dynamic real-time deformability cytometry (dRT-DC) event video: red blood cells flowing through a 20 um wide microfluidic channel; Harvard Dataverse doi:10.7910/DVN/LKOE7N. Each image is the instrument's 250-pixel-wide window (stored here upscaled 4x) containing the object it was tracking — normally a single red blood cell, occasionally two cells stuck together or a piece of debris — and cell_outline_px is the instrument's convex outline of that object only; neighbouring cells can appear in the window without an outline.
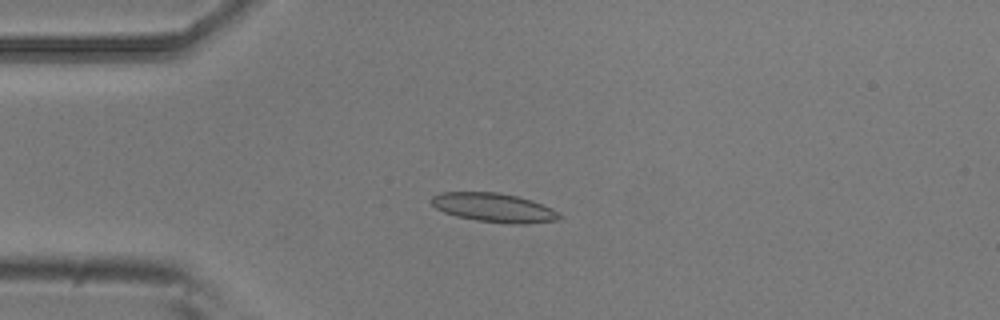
{"species": "common noctule bat (a hibernating species)", "species_latin": "Nyctalus noctula", "temperature_condition": "room temperature", "stored_images_in_passage": 5, "camera_frame_rate_fps": 3000, "um_per_image_px": 0.085, "animal": {"sex": "male", "body_mass_g": 20.5, "forearm_length_mm": 52.5}, "frame": {"image": 1, "passage_image": 3, "time_ms": 0.667, "image_size_px": [1000, 320], "cell_outline_px": [[564, 216], [560, 220], [528, 224], [508, 224], [476, 220], [456, 216], [444, 212], [436, 208], [428, 200], [432, 196], [440, 192], [496, 192], [520, 196], [532, 200], [552, 208], [560, 212]], "centroid_in_image_um": [42.03, 17.65], "position_along_channel_um": 43.0, "area_um2": 22.08}}
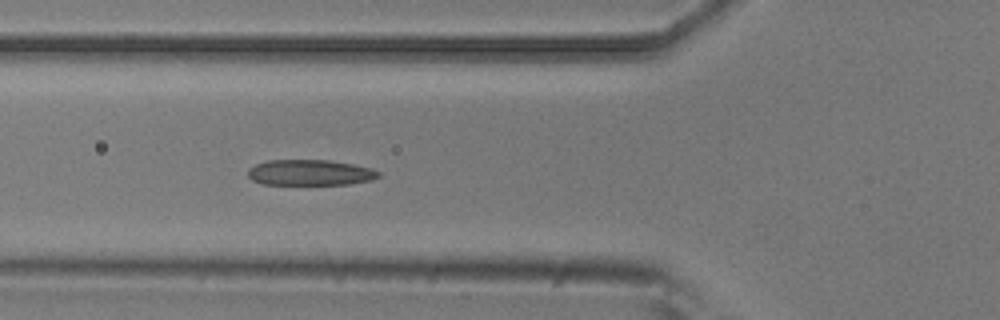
{"frame": {"image": 2, "passage_image": 5, "time_ms": 1.333, "image_size_px": [1000, 320], "cell_outline_px": [[380, 176], [372, 180], [348, 184], [260, 184], [252, 180], [248, 176], [248, 168], [256, 164], [268, 160], [328, 160], [352, 164], [372, 168], [380, 172]], "centroid_in_image_um": [26.35, 14.67], "position_along_channel_um": 99.5, "area_um2": 19.59}}